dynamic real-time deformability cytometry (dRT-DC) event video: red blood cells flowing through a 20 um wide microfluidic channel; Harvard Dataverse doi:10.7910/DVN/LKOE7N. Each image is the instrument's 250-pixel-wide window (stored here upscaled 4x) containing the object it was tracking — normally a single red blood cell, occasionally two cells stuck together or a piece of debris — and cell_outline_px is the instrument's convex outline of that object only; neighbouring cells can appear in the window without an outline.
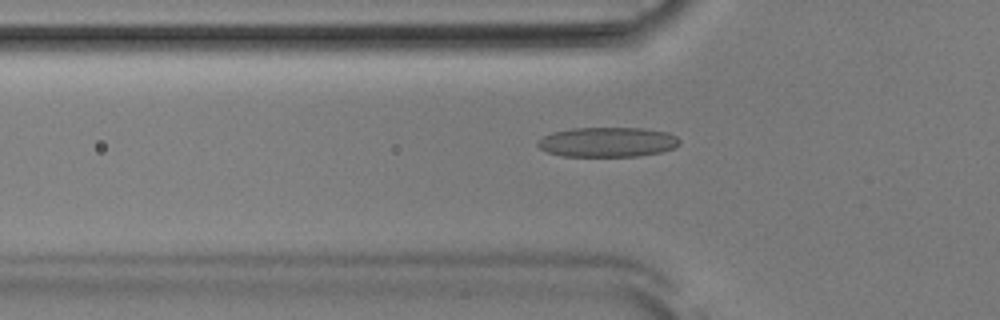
{"species": "Egyptian fruit bat (a non-hibernating species)", "species_latin": "Rousettus aegyptiacus", "temperature_condition": "room temperature", "stored_images_in_passage": 52, "camera_frame_rate_fps": 3000, "um_per_image_px": 0.085, "animal": {"sex": "male"}, "frame": {"image": 1, "passage_image": 17, "time_ms": 5.333, "image_size_px": [1000, 320], "cell_outline_px": [[680, 144], [672, 148], [660, 152], [640, 156], [564, 156], [548, 152], [540, 148], [536, 144], [536, 140], [552, 132], [572, 128], [644, 128], [668, 132], [676, 136], [680, 140]], "centroid_in_image_um": [51.63, 12.07], "position_along_channel_um": 74.2, "area_um2": 24.68}}
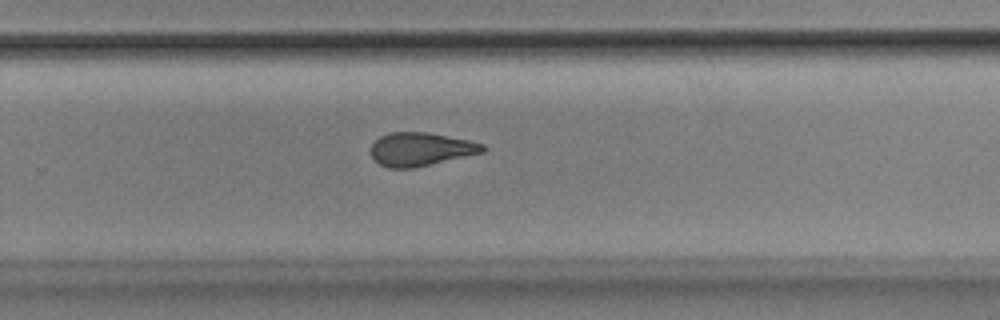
{"frame": {"image": 2, "passage_image": 34, "time_ms": 11.0, "image_size_px": [1000, 320], "cell_outline_px": [[488, 148], [484, 152], [416, 168], [388, 168], [380, 164], [372, 156], [372, 144], [380, 136], [388, 132], [428, 132], [468, 140], [484, 144]], "centroid_in_image_um": [35.79, 12.68], "position_along_channel_um": 294.0, "area_um2": 21.85}}
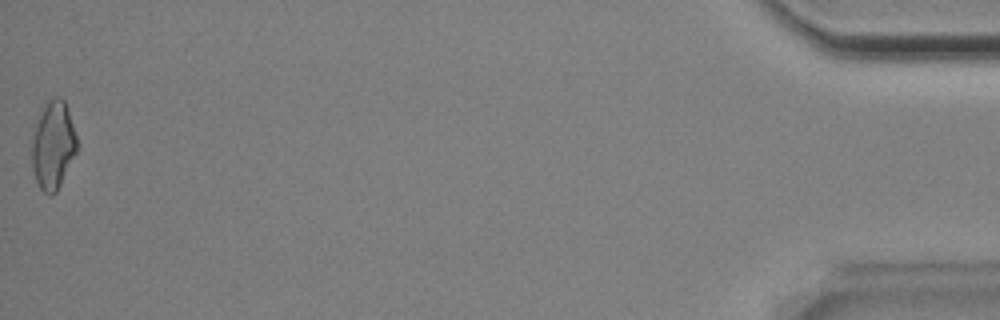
{"frame": {"image": 3, "passage_image": 52, "time_ms": 17.0, "image_size_px": [1000, 320], "cell_outline_px": [[76, 152], [56, 192], [52, 196], [48, 196], [40, 188], [36, 180], [32, 168], [32, 124], [40, 108], [48, 100], [56, 96], [60, 96], [64, 100], [68, 108], [76, 136]], "centroid_in_image_um": [4.46, 12.28], "position_along_channel_um": 430.7, "area_um2": 23.52}, "authors_computed_cell_mechanics": {"area_um2": 22.9755, "velocity_mm_per_s": 3.8847, "shape_relaxation_time_tau1_ms": 6.2276, "shape_relaxation_time_tau2_ms": 2.4208, "deformation_change_tau1": 0.165, "deformation_change_tau2": 0.1162}}